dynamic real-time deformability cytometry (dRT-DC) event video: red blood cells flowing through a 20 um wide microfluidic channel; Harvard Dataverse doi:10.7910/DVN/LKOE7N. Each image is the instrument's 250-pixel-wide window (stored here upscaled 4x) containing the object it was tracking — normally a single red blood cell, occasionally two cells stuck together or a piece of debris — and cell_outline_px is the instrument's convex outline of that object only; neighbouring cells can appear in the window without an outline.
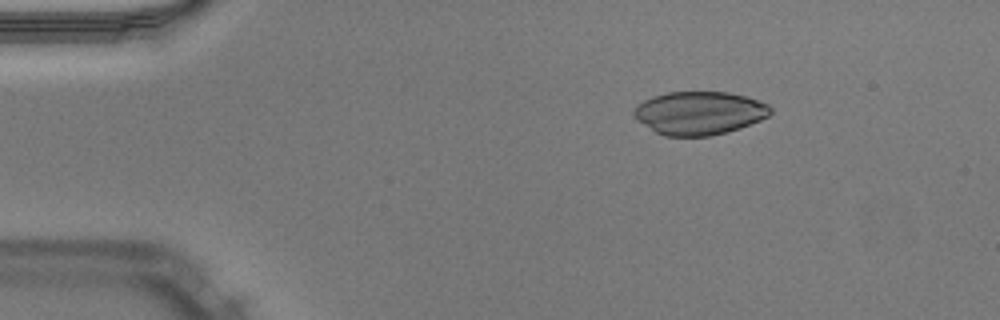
{"species": "Egyptian fruit bat (a non-hibernating species)", "species_latin": "Rousettus aegyptiacus", "temperature_condition": "warm", "stored_images_in_passage": 43, "camera_frame_rate_fps": 3000, "um_per_image_px": 0.085, "animal": {"sex": "male"}, "frame": {"image": 1, "passage_image": 1, "time_ms": 0.0, "image_size_px": [1000, 320], "cell_outline_px": [[772, 112], [768, 116], [760, 120], [740, 128], [728, 132], [708, 136], [664, 136], [656, 132], [636, 120], [632, 116], [632, 112], [644, 100], [652, 96], [668, 92], [728, 92], [744, 96], [768, 104], [772, 108]], "centroid_in_image_um": [59.43, 9.61], "position_along_channel_um": 25.6, "area_um2": 34.39}}